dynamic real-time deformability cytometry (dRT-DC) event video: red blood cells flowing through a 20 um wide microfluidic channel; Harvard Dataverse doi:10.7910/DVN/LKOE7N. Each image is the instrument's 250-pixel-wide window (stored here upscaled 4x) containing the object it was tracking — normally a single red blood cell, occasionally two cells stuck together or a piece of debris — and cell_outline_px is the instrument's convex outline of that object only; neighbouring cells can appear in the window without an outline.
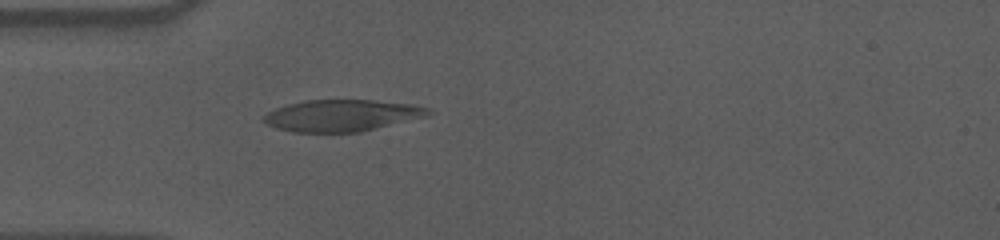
{"species": "human", "species_latin": "Homo sapiens", "temperature_condition": "cold", "stored_images_in_passage": 48, "camera_frame_rate_fps": 3000, "um_per_image_px": 0.085, "donor": {"sex": "male"}, "frame": {"image": 1, "passage_image": 8, "time_ms": 2.333, "image_size_px": [1000, 240], "cell_outline_px": [[432, 112], [428, 116], [360, 132], [292, 132], [276, 128], [268, 124], [264, 120], [264, 116], [268, 112], [276, 108], [288, 104], [304, 100], [372, 100], [408, 104], [432, 108]], "centroid_in_image_um": [29.08, 9.82], "position_along_channel_um": 55.9, "area_um2": 30.23}}
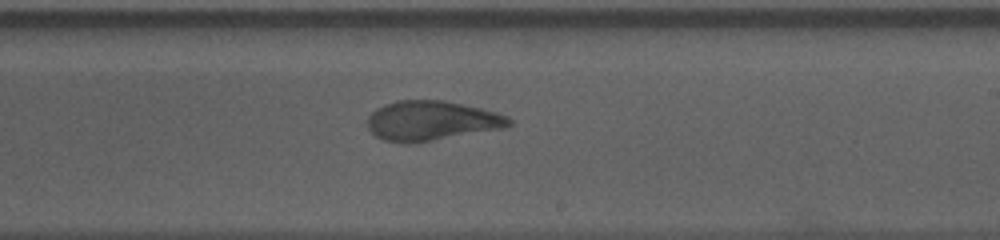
{"frame": {"image": 2, "passage_image": 25, "time_ms": 8.0, "image_size_px": [1000, 240], "cell_outline_px": [[512, 124], [508, 128], [412, 144], [408, 144], [384, 140], [376, 136], [368, 128], [368, 116], [376, 108], [384, 104], [396, 100], [444, 100], [480, 108], [496, 112], [508, 116], [512, 120]], "centroid_in_image_um": [36.71, 10.27], "position_along_channel_um": 252.3, "area_um2": 33.18}}
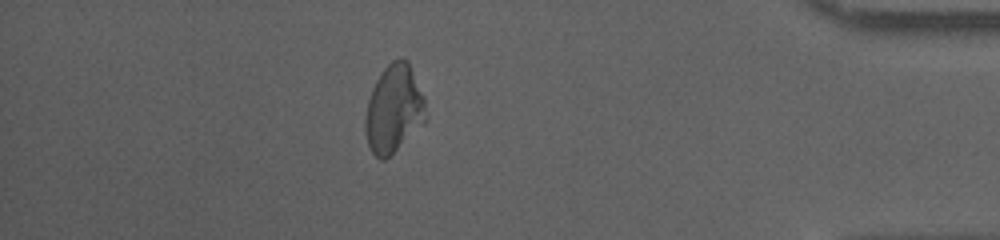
{"frame": {"image": 3, "passage_image": 41, "time_ms": 13.333, "image_size_px": [1000, 240], "cell_outline_px": [[428, 120], [424, 124], [384, 160], [380, 160], [372, 152], [368, 144], [364, 128], [364, 116], [368, 100], [372, 88], [376, 80], [384, 68], [392, 60], [400, 56], [404, 56], [408, 60], [424, 96]], "centroid_in_image_um": [33.49, 9.23], "position_along_channel_um": 401.7, "area_um2": 31.39}, "authors_computed_cell_mechanics": {"area_um2": 31.9345, "velocity_mm_per_s": 3.5687, "shape_relaxation_time_tau1_ms": 7.6408, "shape_relaxation_time_tau2_ms": 1.9991, "deformation_change_tau1": 0.2045, "deformation_change_tau2": 0.0562}}